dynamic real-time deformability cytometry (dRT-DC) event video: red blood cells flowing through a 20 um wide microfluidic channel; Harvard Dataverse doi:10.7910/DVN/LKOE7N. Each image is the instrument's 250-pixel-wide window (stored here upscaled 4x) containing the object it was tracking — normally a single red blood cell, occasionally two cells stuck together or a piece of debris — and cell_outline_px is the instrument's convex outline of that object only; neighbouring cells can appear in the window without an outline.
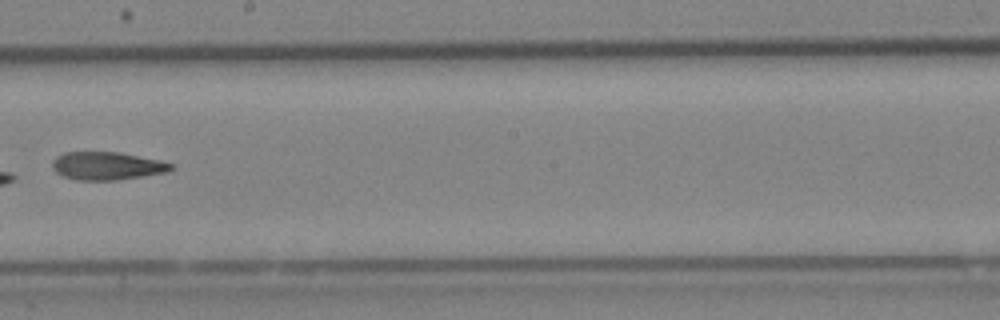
{"species": "Egyptian fruit bat (a non-hibernating species)", "species_latin": "Rousettus aegyptiacus", "temperature_condition": "cold", "stored_images_in_passage": 9, "camera_frame_rate_fps": 3000, "um_per_image_px": 0.085, "animal": {"sex": "female"}, "frame": {"image": 1, "passage_image": 8, "time_ms": 2.333, "image_size_px": [1000, 320], "cell_outline_px": [[172, 168], [168, 172], [144, 176], [116, 180], [76, 180], [64, 176], [56, 172], [52, 168], [52, 160], [56, 156], [64, 152], [120, 152], [160, 160], [172, 164]], "centroid_in_image_um": [9.08, 14.1], "position_along_channel_um": 239.1, "area_um2": 19.42}}